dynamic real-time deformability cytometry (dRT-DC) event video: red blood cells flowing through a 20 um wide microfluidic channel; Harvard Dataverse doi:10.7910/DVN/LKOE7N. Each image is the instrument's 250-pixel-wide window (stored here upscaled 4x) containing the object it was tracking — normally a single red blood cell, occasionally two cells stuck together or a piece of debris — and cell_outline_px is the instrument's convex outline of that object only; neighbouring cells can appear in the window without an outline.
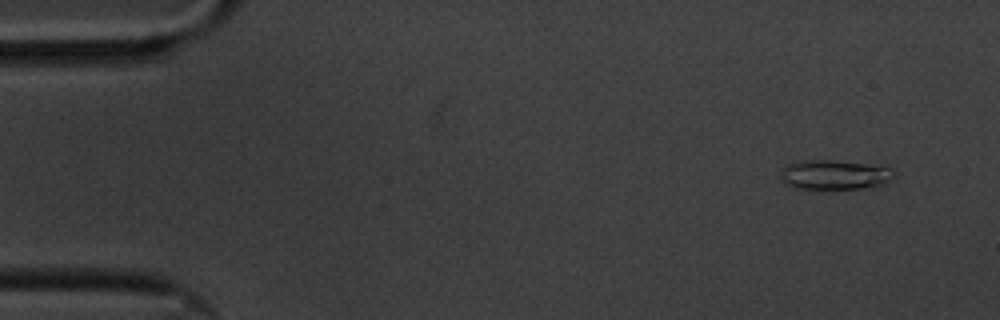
{"species": "common noctule bat (a hibernating species)", "species_latin": "Nyctalus noctula", "temperature_condition": "cold", "stored_images_in_passage": 61, "camera_frame_rate_fps": 3000, "um_per_image_px": 0.085, "animal": {"sex": "male", "body_mass_g": 20.1, "forearm_length_mm": 53.5}, "frame": {"image": 1, "passage_image": 5, "time_ms": 1.333, "image_size_px": [1000, 320], "cell_outline_px": [[892, 176], [884, 184], [860, 188], [824, 192], [792, 188], [784, 184], [780, 172], [788, 164], [796, 160], [836, 160], [892, 168]], "centroid_in_image_um": [70.82, 14.9], "position_along_channel_um": 14.2, "area_um2": 20.23}}
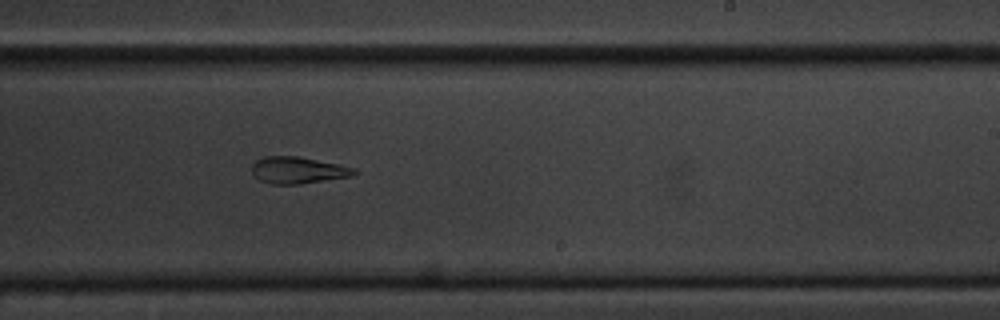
{"frame": {"image": 2, "passage_image": 37, "time_ms": 12.0, "image_size_px": [1000, 320], "cell_outline_px": [[356, 172], [352, 176], [300, 184], [268, 184], [260, 180], [252, 172], [252, 164], [256, 160], [264, 156], [296, 156], [356, 168]], "centroid_in_image_um": [25.29, 14.47], "position_along_channel_um": 263.7, "area_um2": 15.78}}
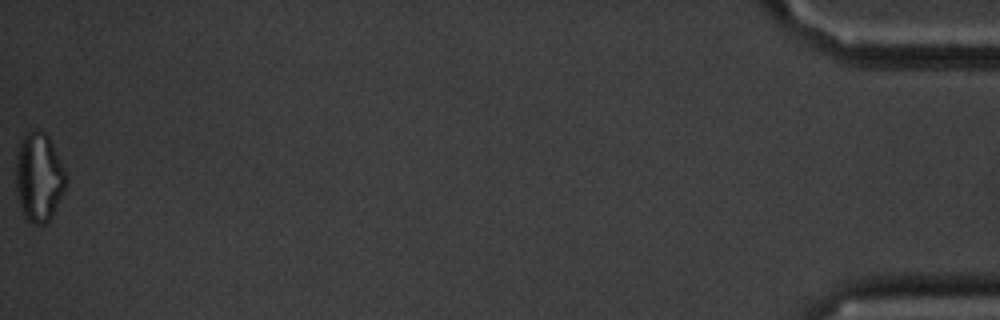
{"frame": {"image": 3, "passage_image": 61, "time_ms": 20.0, "image_size_px": [1000, 320], "cell_outline_px": [[68, 180], [64, 192], [52, 216], [44, 224], [32, 224], [24, 220], [20, 208], [16, 188], [16, 152], [20, 140], [28, 132], [36, 128], [44, 132], [48, 136], [64, 168]], "centroid_in_image_um": [3.29, 15.08], "position_along_channel_um": 431.9, "area_um2": 26.36}, "authors_computed_cell_mechanics": {"area_um2": 17.2244, "velocity_mm_per_s": 3.3322, "shape_relaxation_time_tau1_ms": null, "shape_relaxation_time_tau2_ms": 3.3968, "deformation_change_tau1": null, "deformation_change_tau2": 0.1259}}